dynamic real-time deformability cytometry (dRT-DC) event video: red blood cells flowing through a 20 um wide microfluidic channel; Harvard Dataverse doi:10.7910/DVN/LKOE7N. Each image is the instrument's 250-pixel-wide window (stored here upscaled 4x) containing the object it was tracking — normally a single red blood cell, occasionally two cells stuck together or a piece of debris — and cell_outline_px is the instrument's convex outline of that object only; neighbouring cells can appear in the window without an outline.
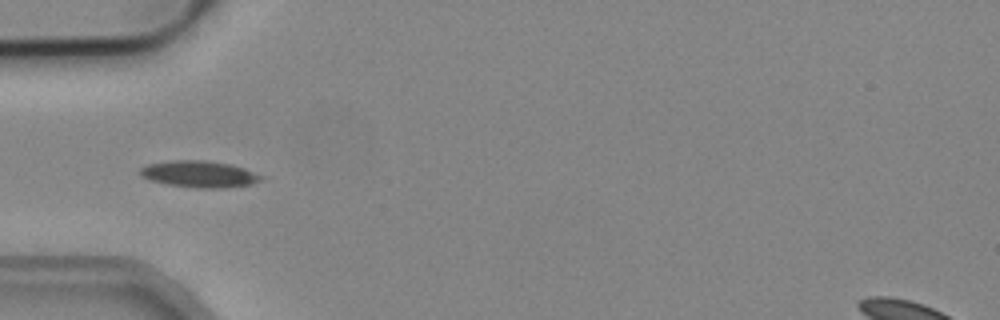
{"species": "common noctule bat (a hibernating species)", "species_latin": "Nyctalus noctula", "temperature_condition": "cold", "stored_images_in_passage": 3, "camera_frame_rate_fps": 3000, "um_per_image_px": 0.085, "animal": {"sex": "male", "body_mass_g": 19.2, "forearm_length_mm": 51.8}, "frame": {"image": 1, "passage_image": 1, "time_ms": 0.0, "image_size_px": [1000, 320], "cell_outline_px": [[264, 176], [260, 180], [252, 184], [220, 188], [200, 188], [168, 184], [148, 180], [140, 176], [140, 168], [148, 164], [172, 160], [204, 160], [228, 164], [244, 168]], "centroid_in_image_um": [16.91, 14.79], "position_along_channel_um": 68.1, "area_um2": 18.61}}